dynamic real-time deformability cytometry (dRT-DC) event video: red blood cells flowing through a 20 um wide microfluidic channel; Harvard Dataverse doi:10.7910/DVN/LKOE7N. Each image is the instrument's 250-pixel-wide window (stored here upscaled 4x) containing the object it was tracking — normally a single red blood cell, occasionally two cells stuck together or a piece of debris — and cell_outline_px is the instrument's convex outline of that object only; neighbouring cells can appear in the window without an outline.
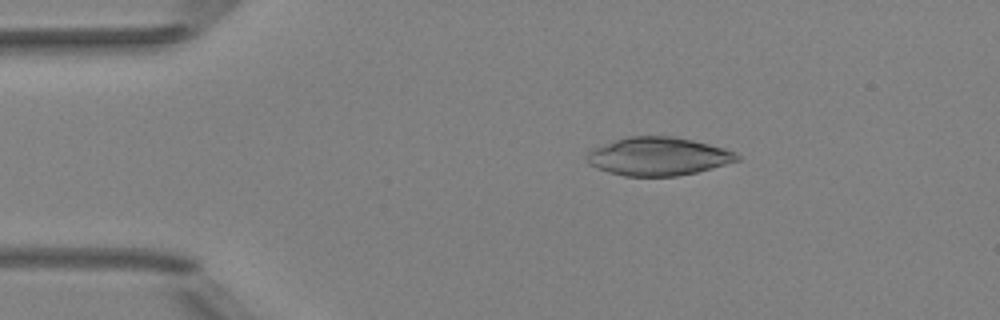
{"species": "Egyptian fruit bat (a non-hibernating species)", "species_latin": "Rousettus aegyptiacus", "temperature_condition": "room temperature", "stored_images_in_passage": 5, "camera_frame_rate_fps": 3000, "um_per_image_px": 0.085, "animal": {"sex": "female"}, "frame": {"image": 1, "passage_image": 3, "time_ms": 0.667, "image_size_px": [1000, 320], "cell_outline_px": [[740, 160], [712, 168], [696, 172], [676, 176], [624, 176], [608, 172], [596, 168], [588, 164], [588, 152], [592, 148], [628, 136], [672, 136], [692, 140], [724, 148], [740, 156]], "centroid_in_image_um": [55.93, 13.3], "position_along_channel_um": 29.1, "area_um2": 33.23}}
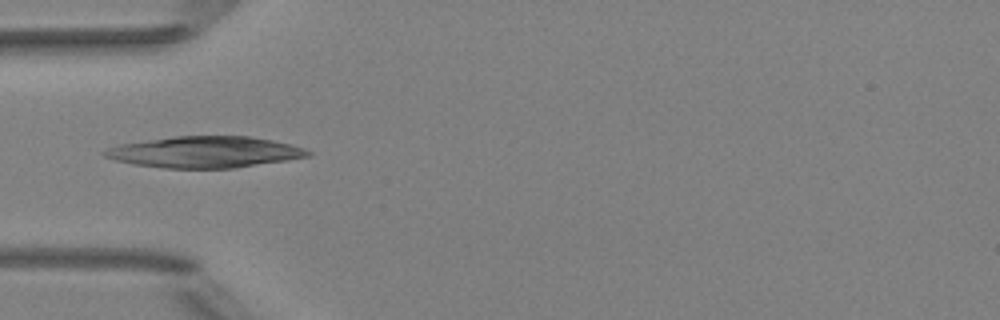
{"frame": {"image": 2, "passage_image": 5, "time_ms": 1.333, "image_size_px": [1000, 320], "cell_outline_px": [[312, 152], [308, 156], [288, 160], [232, 168], [164, 168], [132, 164], [116, 160], [104, 156], [100, 152], [108, 148], [120, 144], [172, 136], [248, 136], [272, 140], [304, 148]], "centroid_in_image_um": [17.37, 12.92], "position_along_channel_um": 67.6, "area_um2": 36.93}}